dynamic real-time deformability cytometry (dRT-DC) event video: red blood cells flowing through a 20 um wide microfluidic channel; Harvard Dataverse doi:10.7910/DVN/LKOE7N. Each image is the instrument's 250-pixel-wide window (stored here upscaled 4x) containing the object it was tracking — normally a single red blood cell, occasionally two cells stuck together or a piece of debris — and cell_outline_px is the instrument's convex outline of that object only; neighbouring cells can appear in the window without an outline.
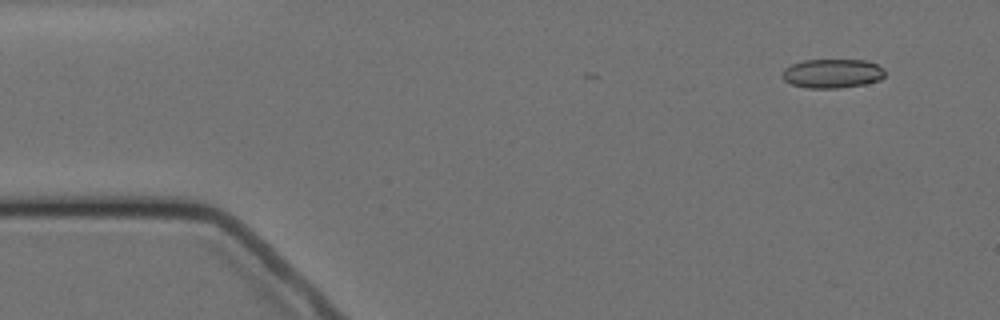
{"species": "Egyptian fruit bat (a non-hibernating species)", "species_latin": "Rousettus aegyptiacus", "temperature_condition": "cold", "stored_images_in_passage": 5, "camera_frame_rate_fps": 3000, "um_per_image_px": 0.085, "animal": {"sex": "female"}, "frame": {"image": 1, "passage_image": 1, "time_ms": 0.0, "image_size_px": [1000, 320], "cell_outline_px": [[884, 76], [880, 80], [864, 84], [840, 88], [808, 88], [792, 84], [784, 80], [780, 76], [784, 68], [792, 64], [804, 60], [864, 60], [876, 64], [884, 68]], "centroid_in_image_um": [70.73, 6.25], "position_along_channel_um": 14.3, "area_um2": 17.46}}